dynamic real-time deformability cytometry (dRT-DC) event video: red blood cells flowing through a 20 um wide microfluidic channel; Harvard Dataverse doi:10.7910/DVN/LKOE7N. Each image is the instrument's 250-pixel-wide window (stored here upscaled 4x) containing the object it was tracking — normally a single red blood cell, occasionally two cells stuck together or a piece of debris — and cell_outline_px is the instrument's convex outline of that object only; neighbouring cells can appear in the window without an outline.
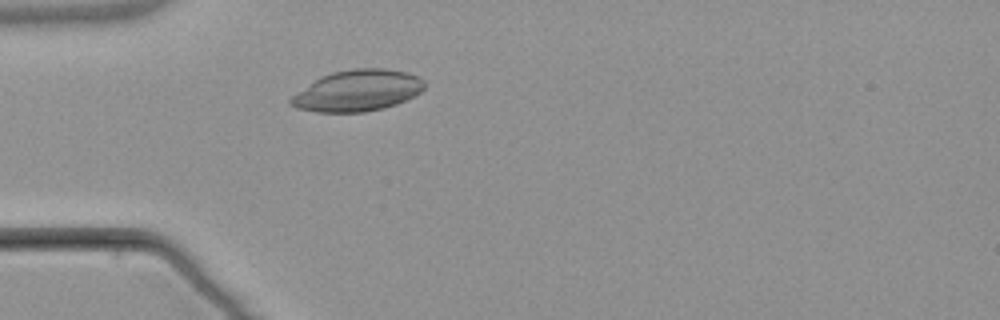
{"species": "common noctule bat (a hibernating species)", "species_latin": "Nyctalus noctula", "temperature_condition": "warm", "stored_images_in_passage": 3, "camera_frame_rate_fps": 3000, "um_per_image_px": 0.085, "animal": {"sex": "male", "body_mass_g": 21.5, "forearm_length_mm": 52.0}, "frame": {"image": 1, "passage_image": 3, "time_ms": 3.333, "image_size_px": [1000, 320], "cell_outline_px": [[424, 88], [420, 92], [396, 104], [384, 108], [364, 112], [316, 112], [296, 108], [288, 104], [288, 100], [296, 92], [320, 76], [332, 72], [352, 68], [384, 68], [408, 72], [424, 80]], "centroid_in_image_um": [30.35, 7.7], "position_along_channel_um": 54.7, "area_um2": 32.25}}